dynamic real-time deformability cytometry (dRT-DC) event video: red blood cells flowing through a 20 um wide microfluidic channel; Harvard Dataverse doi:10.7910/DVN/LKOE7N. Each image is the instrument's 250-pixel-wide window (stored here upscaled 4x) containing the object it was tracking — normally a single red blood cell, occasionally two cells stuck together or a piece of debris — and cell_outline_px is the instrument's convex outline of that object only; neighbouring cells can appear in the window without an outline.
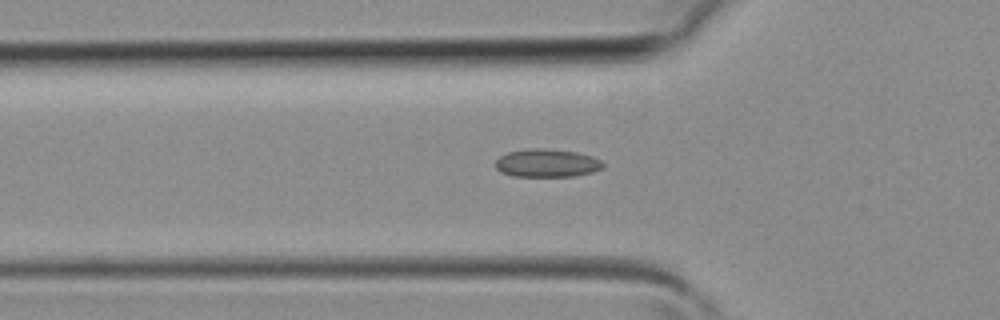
{"species": "common noctule bat (a hibernating species)", "species_latin": "Nyctalus noctula", "temperature_condition": "room temperature", "stored_images_in_passage": 34, "camera_frame_rate_fps": 3000, "um_per_image_px": 0.085, "animal": {"sex": "female", "body_mass_g": 19.3, "forearm_length_mm": 54.1}, "frame": {"image": 1, "passage_image": 10, "time_ms": 3.0, "image_size_px": [1000, 320], "cell_outline_px": [[604, 168], [592, 172], [572, 176], [512, 176], [500, 172], [496, 168], [496, 160], [500, 156], [508, 152], [532, 148], [544, 148], [576, 152], [592, 156], [600, 160], [604, 164]], "centroid_in_image_um": [46.49, 13.86], "position_along_channel_um": 79.3, "area_um2": 17.57}}
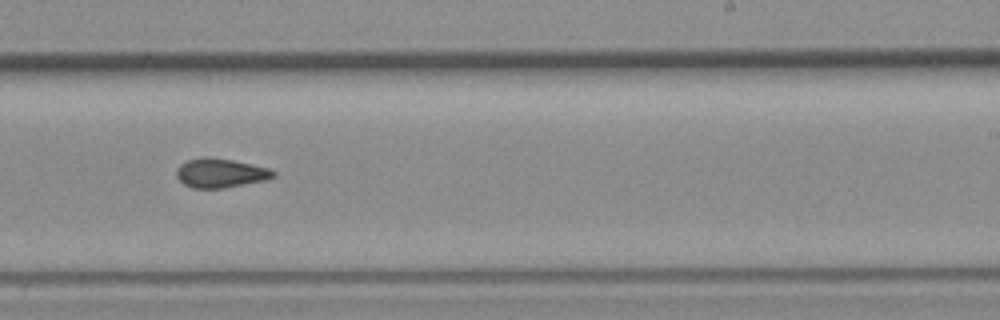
{"frame": {"image": 2, "passage_image": 21, "time_ms": 6.667, "image_size_px": [1000, 320], "cell_outline_px": [[276, 176], [268, 180], [224, 188], [192, 188], [184, 184], [176, 176], [176, 168], [180, 164], [188, 160], [232, 160], [252, 164], [268, 168], [276, 172]], "centroid_in_image_um": [18.79, 14.76], "position_along_channel_um": 270.2, "area_um2": 15.95}}
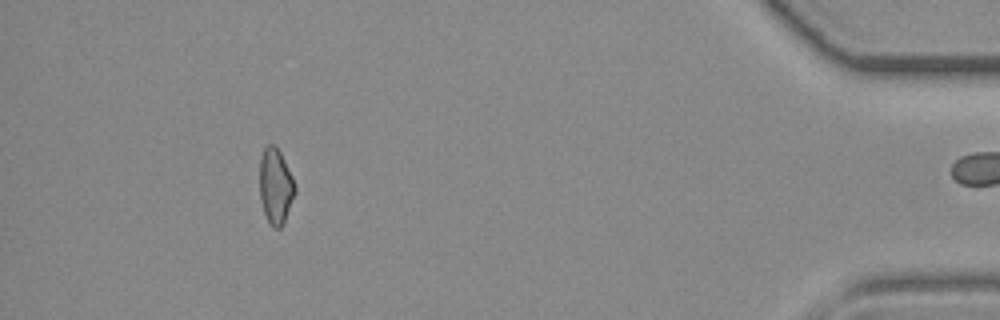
{"frame": {"image": 3, "passage_image": 33, "time_ms": 10.667, "image_size_px": [1000, 320], "cell_outline_px": [[296, 192], [284, 220], [280, 228], [272, 228], [264, 212], [260, 200], [260, 160], [264, 148], [268, 144], [276, 144], [292, 176], [296, 188]], "centroid_in_image_um": [23.42, 15.8], "position_along_channel_um": 411.8, "area_um2": 15.43}}